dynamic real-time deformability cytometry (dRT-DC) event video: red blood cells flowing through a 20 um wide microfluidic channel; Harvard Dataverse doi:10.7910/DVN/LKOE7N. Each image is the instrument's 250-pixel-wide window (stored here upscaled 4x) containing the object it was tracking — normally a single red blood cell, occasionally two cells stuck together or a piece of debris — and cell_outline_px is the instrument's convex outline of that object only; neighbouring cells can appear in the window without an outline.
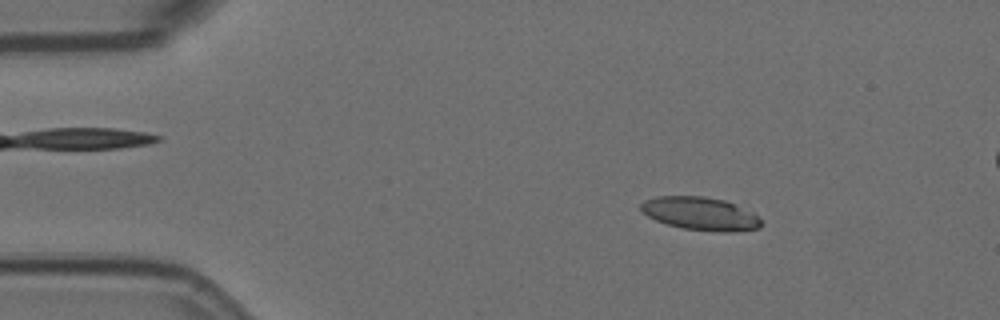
{"species": "Egyptian fruit bat (a non-hibernating species)", "species_latin": "Rousettus aegyptiacus", "temperature_condition": "room temperature", "stored_images_in_passage": 5, "camera_frame_rate_fps": 3000, "um_per_image_px": 0.085, "animal": {"sex": "female"}, "frame": {"image": 1, "passage_image": 1, "time_ms": 0.0, "image_size_px": [1000, 320], "cell_outline_px": [[764, 224], [760, 228], [736, 232], [716, 232], [684, 228], [668, 224], [656, 220], [648, 216], [640, 208], [640, 204], [644, 200], [656, 196], [704, 196], [724, 200], [756, 216]], "centroid_in_image_um": [59.51, 18.17], "position_along_channel_um": 25.5, "area_um2": 22.95}}